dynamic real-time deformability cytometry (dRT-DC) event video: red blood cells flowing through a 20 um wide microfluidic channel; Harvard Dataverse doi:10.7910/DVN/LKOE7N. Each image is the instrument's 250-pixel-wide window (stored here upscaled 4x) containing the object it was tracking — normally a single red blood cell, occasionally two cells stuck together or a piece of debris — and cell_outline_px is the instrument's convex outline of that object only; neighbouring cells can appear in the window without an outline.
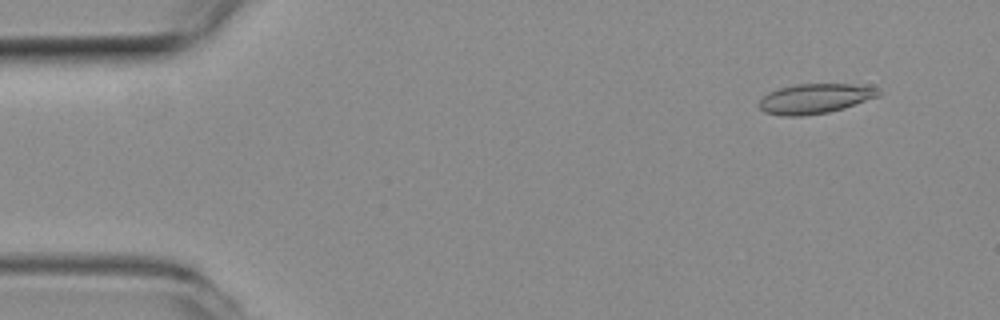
{"species": "common noctule bat (a hibernating species)", "species_latin": "Nyctalus noctula", "temperature_condition": "room temperature", "stored_images_in_passage": 27, "camera_frame_rate_fps": 3000, "um_per_image_px": 0.085, "animal": {"sex": "female", "body_mass_g": 19.3, "forearm_length_mm": 54.1}, "frame": {"image": 1, "passage_image": 5, "time_ms": 1.333, "image_size_px": [1000, 320], "cell_outline_px": [[880, 96], [844, 108], [828, 112], [800, 116], [784, 116], [764, 112], [756, 104], [768, 92], [780, 88], [796, 84], [852, 84], [876, 88], [880, 92]], "centroid_in_image_um": [69.24, 8.39], "position_along_channel_um": 15.8, "area_um2": 20.69}}
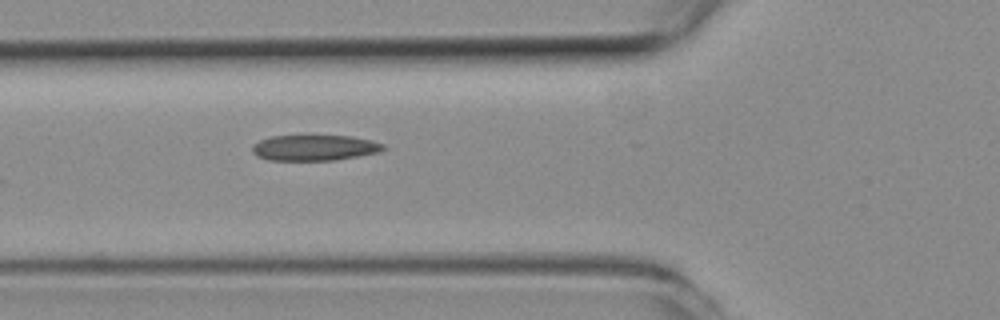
{"frame": {"image": 2, "passage_image": 20, "time_ms": 6.333, "image_size_px": [1000, 320], "cell_outline_px": [[384, 148], [380, 152], [336, 160], [268, 160], [256, 156], [252, 152], [252, 144], [260, 140], [272, 136], [308, 132], [352, 136], [372, 140], [384, 144]], "centroid_in_image_um": [26.7, 12.5], "position_along_channel_um": 99.1, "area_um2": 20.81}}
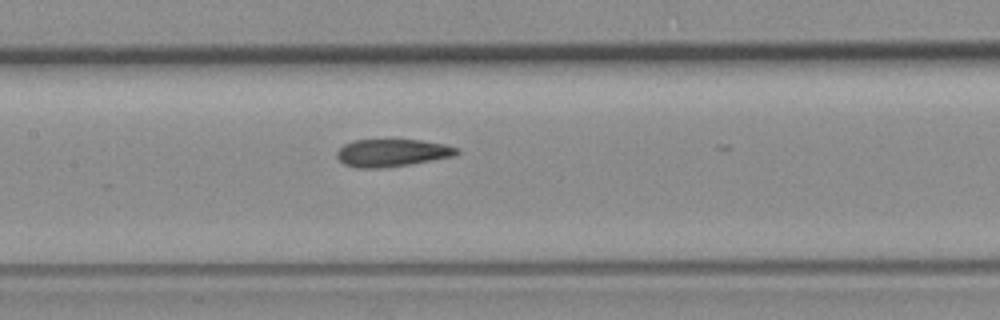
{"frame": {"image": 3, "passage_image": 26, "time_ms": 8.333, "image_size_px": [1000, 320], "cell_outline_px": [[460, 152], [456, 156], [384, 168], [356, 168], [344, 164], [336, 156], [336, 152], [344, 144], [352, 140], [420, 140], [444, 144], [460, 148]], "centroid_in_image_um": [33.33, 12.99], "position_along_channel_um": 174.1, "area_um2": 19.31}}